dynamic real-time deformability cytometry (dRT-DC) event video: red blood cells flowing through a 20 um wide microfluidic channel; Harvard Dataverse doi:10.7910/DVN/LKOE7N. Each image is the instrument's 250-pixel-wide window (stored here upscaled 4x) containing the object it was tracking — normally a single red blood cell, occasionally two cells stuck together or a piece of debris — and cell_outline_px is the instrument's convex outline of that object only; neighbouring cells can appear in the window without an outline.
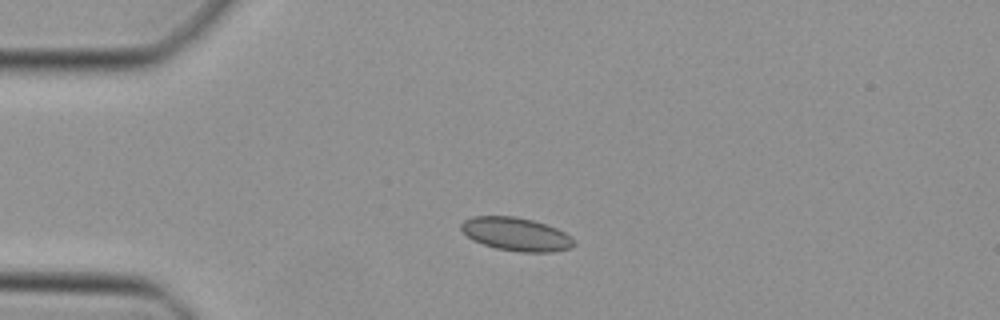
{"species": "Egyptian fruit bat (a non-hibernating species)", "species_latin": "Rousettus aegyptiacus", "temperature_condition": "cold", "stored_images_in_passage": 6, "camera_frame_rate_fps": 3000, "um_per_image_px": 0.085, "animal": {"sex": "female"}, "frame": {"image": 1, "passage_image": 1, "time_ms": 0.0, "image_size_px": [1000, 320], "cell_outline_px": [[576, 244], [572, 248], [552, 252], [520, 252], [496, 248], [472, 240], [460, 228], [460, 224], [464, 220], [472, 216], [512, 216], [532, 220], [556, 228], [572, 236]], "centroid_in_image_um": [43.89, 19.91], "position_along_channel_um": 41.1, "area_um2": 21.91}}